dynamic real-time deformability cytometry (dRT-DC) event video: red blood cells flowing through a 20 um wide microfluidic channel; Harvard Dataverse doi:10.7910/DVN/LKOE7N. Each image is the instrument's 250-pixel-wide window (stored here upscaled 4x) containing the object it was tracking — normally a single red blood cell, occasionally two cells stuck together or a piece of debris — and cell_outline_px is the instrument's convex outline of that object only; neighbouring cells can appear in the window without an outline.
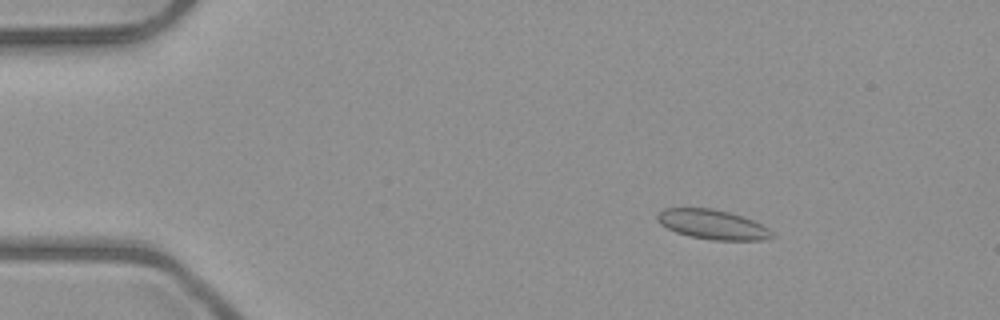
{"species": "common noctule bat (a hibernating species)", "species_latin": "Nyctalus noctula", "temperature_condition": "room temperature", "stored_images_in_passage": 6, "camera_frame_rate_fps": 3000, "um_per_image_px": 0.085, "animal": {"sex": "male", "body_mass_g": 23.1, "forearm_length_mm": 52.7}, "frame": {"image": 1, "passage_image": 3, "time_ms": 2.333, "image_size_px": [1000, 320], "cell_outline_px": [[776, 236], [764, 240], [712, 240], [688, 236], [676, 232], [660, 224], [656, 220], [656, 216], [664, 208], [712, 208], [728, 212], [752, 220], [768, 228]], "centroid_in_image_um": [60.55, 19.09], "position_along_channel_um": 24.4, "area_um2": 19.71}}
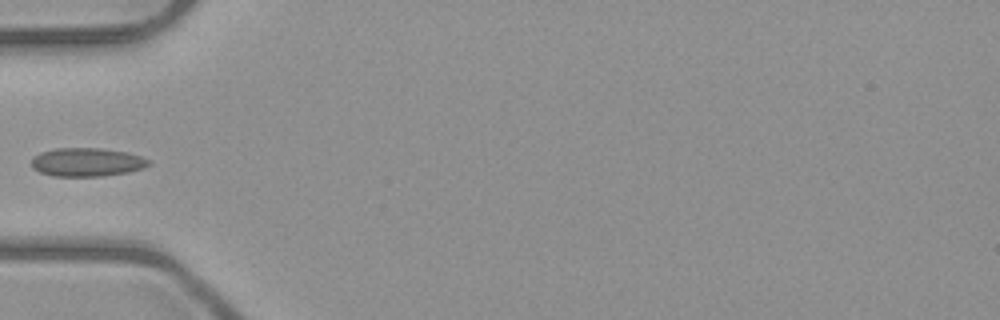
{"frame": {"image": 2, "passage_image": 6, "time_ms": 5.667, "image_size_px": [1000, 320], "cell_outline_px": [[152, 164], [144, 168], [128, 172], [104, 176], [52, 176], [40, 172], [32, 168], [32, 156], [40, 152], [56, 148], [100, 148], [128, 152], [152, 160]], "centroid_in_image_um": [7.41, 13.78], "position_along_channel_um": 77.6, "area_um2": 19.77}}